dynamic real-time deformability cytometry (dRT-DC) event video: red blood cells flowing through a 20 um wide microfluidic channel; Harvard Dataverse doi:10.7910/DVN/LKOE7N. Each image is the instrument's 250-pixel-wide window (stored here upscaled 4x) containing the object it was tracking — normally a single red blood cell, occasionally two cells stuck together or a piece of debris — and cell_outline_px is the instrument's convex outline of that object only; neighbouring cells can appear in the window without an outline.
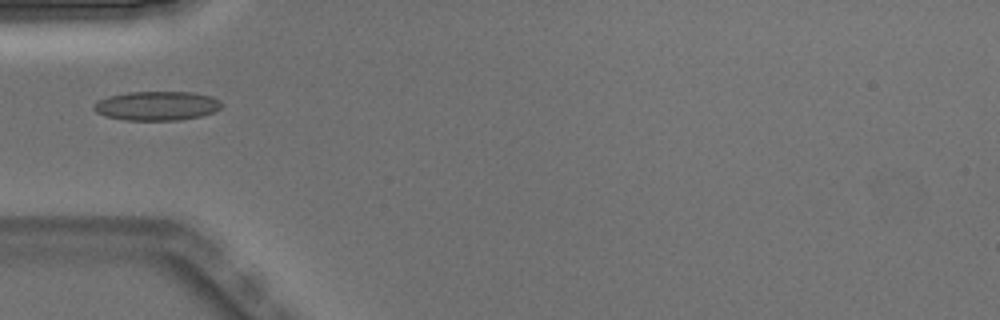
{"species": "Egyptian fruit bat (a non-hibernating species)", "species_latin": "Rousettus aegyptiacus", "temperature_condition": "warm", "stored_images_in_passage": 1, "camera_frame_rate_fps": 3000, "um_per_image_px": 0.085, "animal": {"sex": "male"}, "frame": {"image": 1, "passage_image": 1, "time_ms": 0.0, "image_size_px": [1000, 320], "cell_outline_px": [[224, 104], [220, 108], [212, 112], [200, 116], [180, 120], [124, 120], [104, 116], [96, 112], [92, 108], [92, 104], [108, 96], [128, 92], [192, 92], [212, 96], [220, 100]], "centroid_in_image_um": [13.32, 8.99], "position_along_channel_um": 71.7, "area_um2": 21.85}}